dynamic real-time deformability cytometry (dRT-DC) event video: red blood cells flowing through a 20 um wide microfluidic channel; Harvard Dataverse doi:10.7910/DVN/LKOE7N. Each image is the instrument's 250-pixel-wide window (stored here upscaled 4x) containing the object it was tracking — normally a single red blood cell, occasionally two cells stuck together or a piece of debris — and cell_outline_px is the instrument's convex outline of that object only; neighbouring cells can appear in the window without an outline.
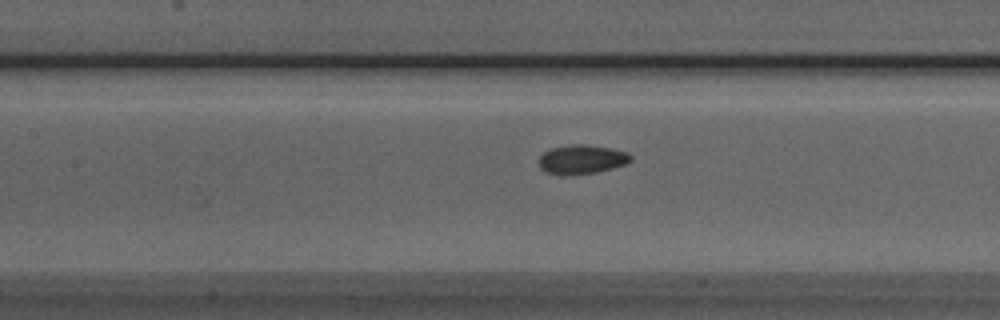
{"species": "Egyptian fruit bat (a non-hibernating species)", "species_latin": "Rousettus aegyptiacus", "temperature_condition": "room temperature", "stored_images_in_passage": 52, "camera_frame_rate_fps": 3000, "um_per_image_px": 0.085, "animal": {"sex": "male"}, "frame": {"image": 1, "passage_image": 23, "time_ms": 7.333, "image_size_px": [1000, 320], "cell_outline_px": [[632, 160], [628, 164], [596, 172], [548, 172], [540, 168], [540, 156], [544, 152], [552, 148], [572, 144], [584, 144], [608, 148], [628, 152], [632, 156]], "centroid_in_image_um": [49.53, 13.5], "position_along_channel_um": 157.9, "area_um2": 14.85}}
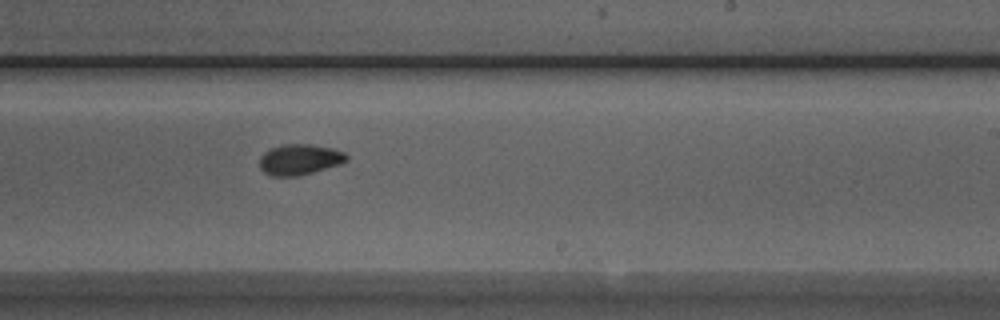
{"frame": {"image": 2, "passage_image": 31, "time_ms": 10.0, "image_size_px": [1000, 320], "cell_outline_px": [[348, 160], [340, 164], [312, 172], [296, 176], [272, 176], [264, 172], [260, 168], [260, 156], [268, 148], [284, 144], [312, 144], [332, 148], [344, 152], [348, 156]], "centroid_in_image_um": [25.45, 13.54], "position_along_channel_um": 263.5, "area_um2": 15.61}}
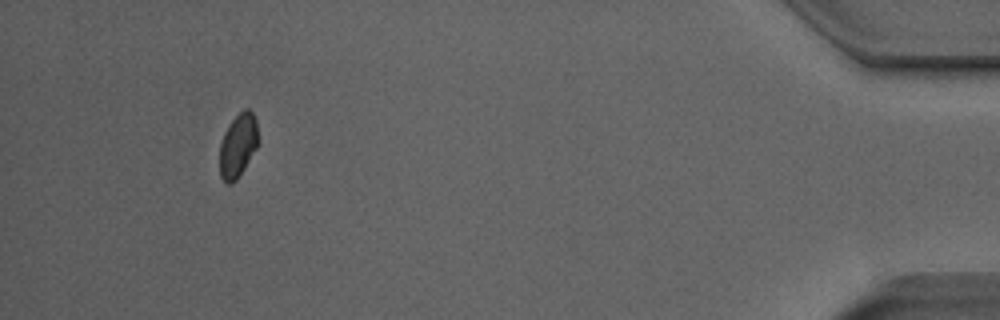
{"frame": {"image": 3, "passage_image": 48, "time_ms": 15.667, "image_size_px": [1000, 320], "cell_outline_px": [[260, 140], [256, 148], [244, 168], [236, 180], [232, 184], [228, 184], [220, 176], [220, 144], [224, 132], [228, 124], [244, 108], [248, 108], [252, 112], [256, 120]], "centroid_in_image_um": [20.24, 12.34], "position_along_channel_um": 415.0, "area_um2": 14.39}, "authors_computed_cell_mechanics": {"area_um2": 15.2592, "velocity_mm_per_s": 3.9785, "shape_relaxation_time_tau1_ms": 3.6423, "shape_relaxation_time_tau2_ms": 2.5779, "deformation_change_tau1": 0.0766, "deformation_change_tau2": 0.0562}}